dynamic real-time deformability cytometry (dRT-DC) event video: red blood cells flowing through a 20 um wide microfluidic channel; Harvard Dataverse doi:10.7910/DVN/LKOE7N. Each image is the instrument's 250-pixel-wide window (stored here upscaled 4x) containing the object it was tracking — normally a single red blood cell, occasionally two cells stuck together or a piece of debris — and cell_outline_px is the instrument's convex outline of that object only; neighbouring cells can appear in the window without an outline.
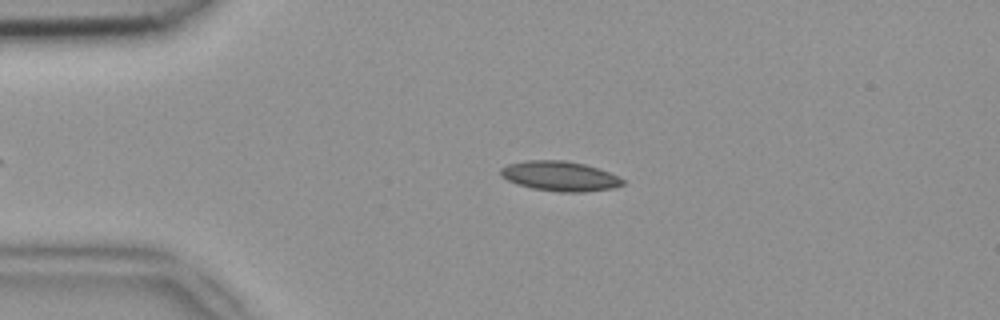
{"species": "common noctule bat (a hibernating species)", "species_latin": "Nyctalus noctula", "temperature_condition": "room temperature", "stored_images_in_passage": 40, "camera_frame_rate_fps": 3000, "um_per_image_px": 0.085, "animal": {"sex": "female", "body_mass_g": 18.4}, "frame": {"image": 1, "passage_image": 7, "time_ms": 2.0, "image_size_px": [1000, 320], "cell_outline_px": [[624, 184], [612, 188], [584, 192], [560, 192], [532, 188], [516, 184], [500, 176], [500, 168], [508, 164], [524, 160], [564, 160], [584, 164], [608, 172], [624, 180]], "centroid_in_image_um": [47.54, 14.97], "position_along_channel_um": 37.5, "area_um2": 21.15}}
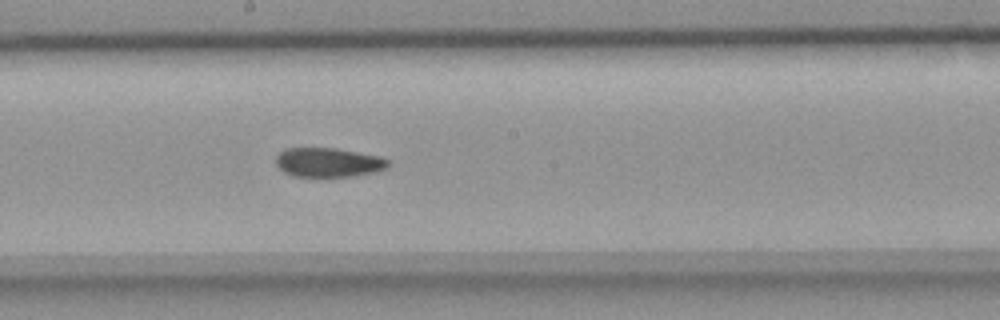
{"frame": {"image": 2, "passage_image": 23, "time_ms": 7.333, "image_size_px": [1000, 320], "cell_outline_px": [[392, 164], [388, 168], [376, 172], [352, 176], [296, 176], [284, 172], [276, 164], [276, 156], [280, 152], [288, 148], [336, 148], [380, 156], [392, 160]], "centroid_in_image_um": [27.99, 13.8], "position_along_channel_um": 220.2, "area_um2": 19.25}}
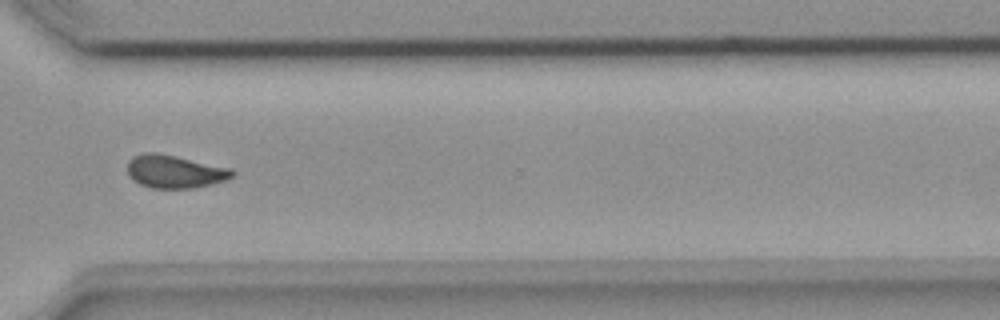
{"frame": {"image": 3, "passage_image": 33, "time_ms": 10.667, "image_size_px": [1000, 320], "cell_outline_px": [[236, 176], [224, 180], [192, 188], [152, 188], [140, 184], [132, 180], [128, 172], [128, 160], [132, 156], [144, 152], [156, 152], [176, 156], [232, 168], [236, 172]], "centroid_in_image_um": [14.85, 14.57], "position_along_channel_um": 355.8, "area_um2": 20.23}}